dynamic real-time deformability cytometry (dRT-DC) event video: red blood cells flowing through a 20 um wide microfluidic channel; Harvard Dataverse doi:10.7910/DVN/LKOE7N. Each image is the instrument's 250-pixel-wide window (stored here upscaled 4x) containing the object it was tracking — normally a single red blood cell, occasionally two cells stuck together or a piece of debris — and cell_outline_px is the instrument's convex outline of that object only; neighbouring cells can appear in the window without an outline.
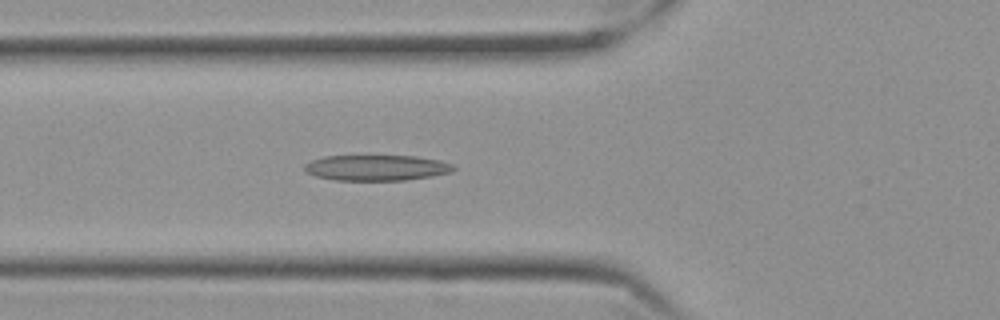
{"species": "Egyptian fruit bat (a non-hibernating species)", "species_latin": "Rousettus aegyptiacus", "temperature_condition": "cold", "stored_images_in_passage": 57, "camera_frame_rate_fps": 3000, "um_per_image_px": 0.085, "frame": {"image": 1, "passage_image": 20, "time_ms": 6.333, "image_size_px": [1000, 320], "cell_outline_px": [[456, 168], [452, 172], [432, 176], [404, 180], [336, 180], [316, 176], [308, 172], [304, 168], [304, 164], [312, 160], [324, 156], [416, 156], [440, 160], [452, 164]], "centroid_in_image_um": [32.03, 14.25], "position_along_channel_um": 93.8, "area_um2": 22.2}}
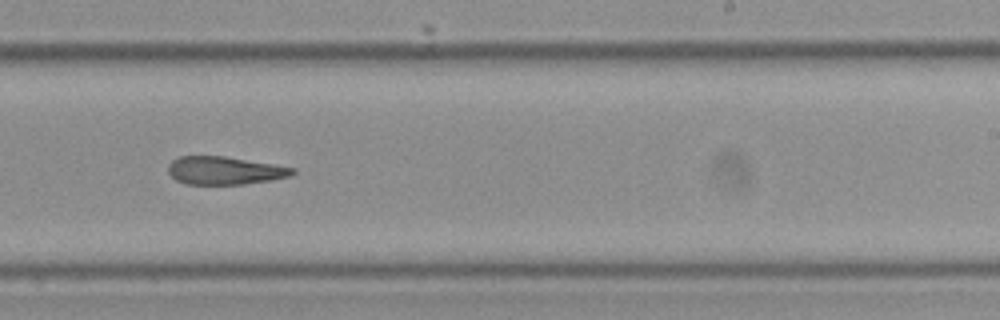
{"frame": {"image": 2, "passage_image": 35, "time_ms": 11.333, "image_size_px": [1000, 320], "cell_outline_px": [[296, 172], [292, 176], [272, 180], [244, 184], [184, 184], [176, 180], [168, 172], [168, 164], [172, 160], [180, 156], [224, 156], [296, 168]], "centroid_in_image_um": [19.1, 14.5], "position_along_channel_um": 269.9, "area_um2": 20.35}}
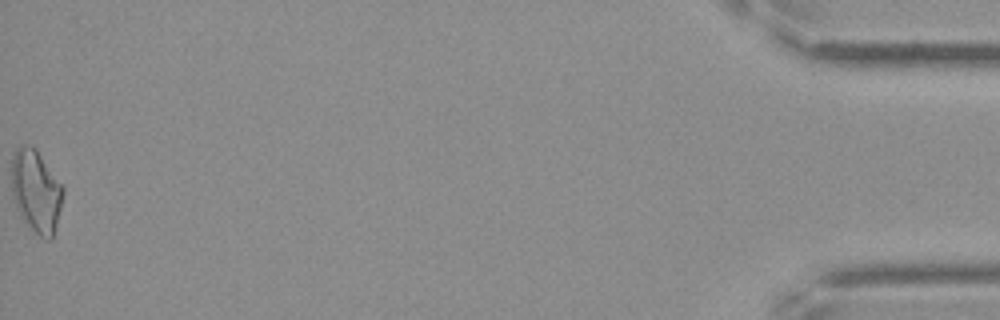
{"frame": {"image": 3, "passage_image": 57, "time_ms": 18.667, "image_size_px": [1000, 320], "cell_outline_px": [[64, 192], [52, 240], [48, 240], [40, 236], [24, 220], [16, 208], [12, 196], [12, 152], [20, 144], [28, 144], [36, 148], [64, 188]], "centroid_in_image_um": [3.05, 16.2], "position_along_channel_um": 432.2, "area_um2": 24.68}, "authors_computed_cell_mechanics": {"area_um2": 21.675, "velocity_mm_per_s": 3.5135, "shape_relaxation_time_tau1_ms": null, "shape_relaxation_time_tau2_ms": 6.1171, "deformation_change_tau1": null, "deformation_change_tau2": 0.1827}}